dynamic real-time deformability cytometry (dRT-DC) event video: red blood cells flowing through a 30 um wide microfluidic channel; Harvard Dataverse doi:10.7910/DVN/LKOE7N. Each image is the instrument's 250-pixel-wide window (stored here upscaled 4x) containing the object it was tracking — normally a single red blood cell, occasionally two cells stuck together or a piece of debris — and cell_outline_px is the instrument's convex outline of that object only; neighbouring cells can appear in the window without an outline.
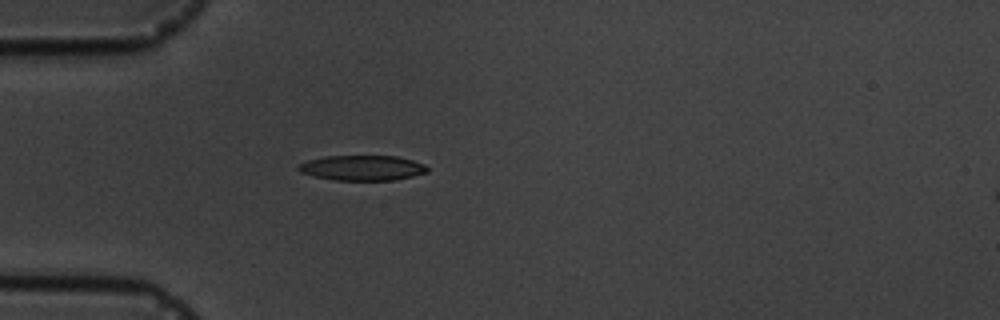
{"species": "common noctule bat (a hibernating species)", "species_latin": "Nyctalus noctula", "temperature_condition": "cold", "stored_images_in_passage": 4, "camera_frame_rate_fps": 3000, "um_per_image_px": 0.085, "animal": {"sex": "male", "body_mass_g": 19.5, "forearm_length_mm": 54.6}, "frame": {"image": 1, "passage_image": 4, "time_ms": 3.333, "image_size_px": [1000, 320], "cell_outline_px": [[428, 172], [396, 180], [336, 180], [312, 176], [300, 172], [296, 168], [300, 164], [308, 160], [324, 156], [396, 156], [412, 160], [424, 164], [428, 168]], "centroid_in_image_um": [30.78, 14.27], "position_along_channel_um": 54.2, "area_um2": 18.9}}